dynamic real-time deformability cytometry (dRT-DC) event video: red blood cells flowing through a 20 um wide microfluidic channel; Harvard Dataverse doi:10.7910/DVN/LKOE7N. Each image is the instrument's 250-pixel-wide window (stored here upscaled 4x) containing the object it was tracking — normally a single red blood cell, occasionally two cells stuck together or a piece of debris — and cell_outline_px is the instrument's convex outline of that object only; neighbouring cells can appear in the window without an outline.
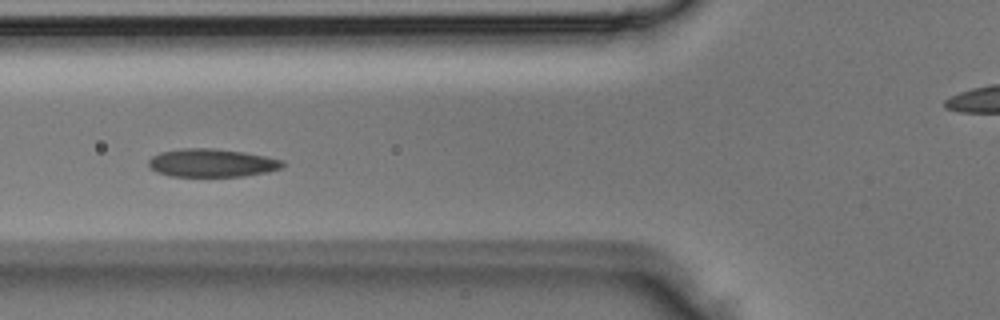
{"species": "Egyptian fruit bat (a non-hibernating species)", "species_latin": "Rousettus aegyptiacus", "temperature_condition": "room temperature", "stored_images_in_passage": 3, "camera_frame_rate_fps": 3000, "um_per_image_px": 0.085, "animal": {"sex": "male"}, "frame": {"image": 1, "passage_image": 3, "time_ms": 0.667, "image_size_px": [1000, 320], "cell_outline_px": [[284, 164], [280, 168], [268, 172], [244, 176], [172, 176], [160, 172], [152, 168], [148, 164], [148, 160], [152, 156], [160, 152], [180, 148], [216, 148], [244, 152], [284, 160]], "centroid_in_image_um": [18.02, 13.83], "position_along_channel_um": 107.8, "area_um2": 21.91}}